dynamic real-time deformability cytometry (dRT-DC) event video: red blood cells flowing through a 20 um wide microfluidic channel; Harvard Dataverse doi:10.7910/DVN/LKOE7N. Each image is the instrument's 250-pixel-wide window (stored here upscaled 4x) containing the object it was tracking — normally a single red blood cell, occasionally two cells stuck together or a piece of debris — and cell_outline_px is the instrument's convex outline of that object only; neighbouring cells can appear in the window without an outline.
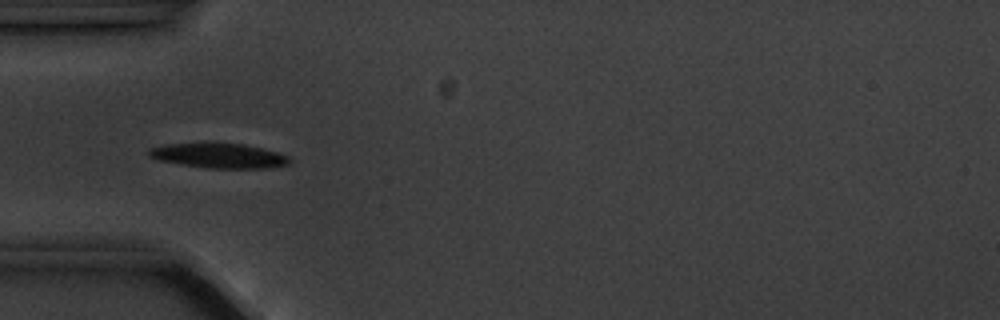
{"species": "common noctule bat (a hibernating species)", "species_latin": "Nyctalus noctula", "temperature_condition": "cold", "stored_images_in_passage": 6, "camera_frame_rate_fps": 3000, "um_per_image_px": 0.085, "animal": {"sex": "male", "body_mass_g": 20.1, "forearm_length_mm": 53.5}, "frame": {"image": 1, "passage_image": 4, "time_ms": 3.667, "image_size_px": [1000, 320], "cell_outline_px": [[292, 160], [288, 164], [268, 168], [208, 168], [180, 164], [160, 160], [148, 156], [148, 148], [164, 144], [204, 140], [216, 140], [244, 144], [276, 152], [288, 156]], "centroid_in_image_um": [18.53, 13.17], "position_along_channel_um": 66.5, "area_um2": 21.27}}
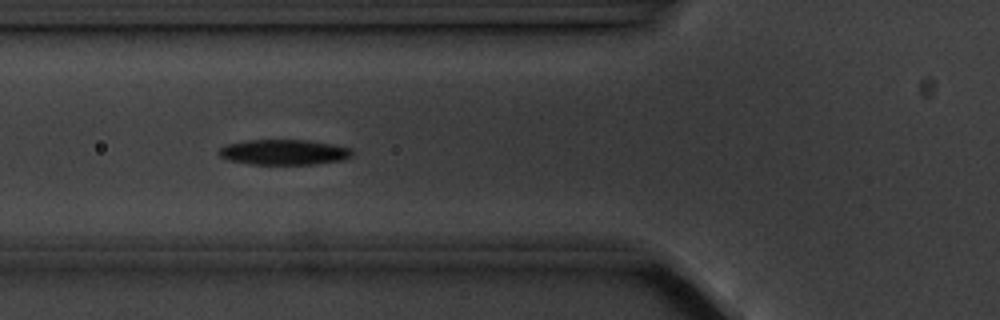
{"frame": {"image": 2, "passage_image": 5, "time_ms": 4.667, "image_size_px": [1000, 320], "cell_outline_px": [[352, 156], [340, 160], [316, 164], [248, 164], [228, 160], [220, 156], [216, 152], [220, 148], [228, 144], [248, 140], [308, 140], [332, 144], [352, 148]], "centroid_in_image_um": [24.12, 12.93], "position_along_channel_um": 101.7, "area_um2": 19.65}}